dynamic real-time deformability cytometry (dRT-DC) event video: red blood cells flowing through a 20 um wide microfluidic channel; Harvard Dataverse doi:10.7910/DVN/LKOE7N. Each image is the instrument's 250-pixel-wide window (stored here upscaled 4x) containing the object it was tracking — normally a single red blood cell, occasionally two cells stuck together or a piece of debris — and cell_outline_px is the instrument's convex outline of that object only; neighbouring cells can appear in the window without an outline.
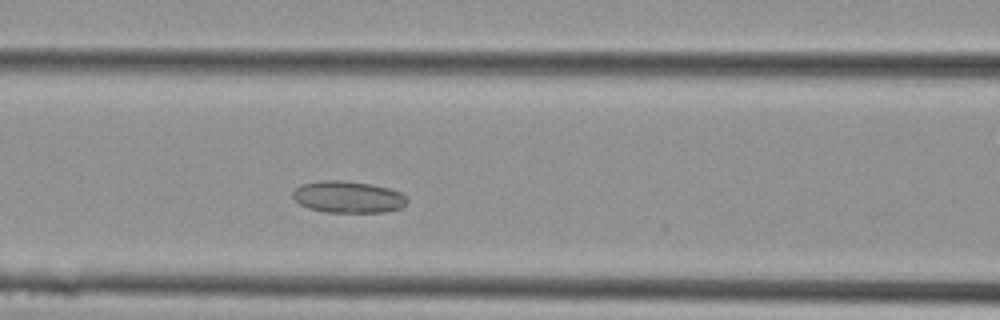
{"species": "Egyptian fruit bat (a non-hibernating species)", "species_latin": "Rousettus aegyptiacus", "temperature_condition": "cold", "stored_images_in_passage": 25, "camera_frame_rate_fps": 3000, "um_per_image_px": 0.085, "animal": {"sex": "female"}, "frame": {"image": 1, "passage_image": 8, "time_ms": 2.333, "image_size_px": [1000, 320], "cell_outline_px": [[408, 200], [404, 208], [384, 212], [324, 212], [308, 208], [300, 204], [292, 196], [292, 192], [300, 184], [324, 180], [344, 180], [372, 184], [404, 192], [408, 196]], "centroid_in_image_um": [29.64, 16.74], "position_along_channel_um": 137.0, "area_um2": 21.56}}
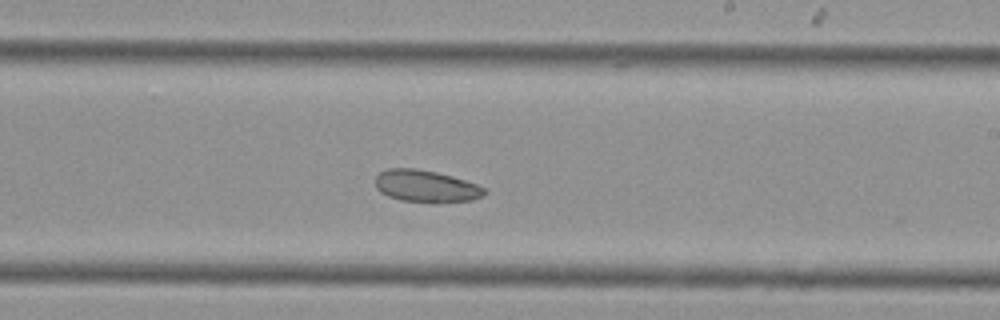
{"frame": {"image": 2, "passage_image": 13, "time_ms": 4.0, "image_size_px": [1000, 320], "cell_outline_px": [[488, 192], [484, 196], [472, 200], [400, 200], [388, 196], [380, 192], [376, 188], [376, 176], [380, 172], [388, 168], [416, 168], [436, 172], [452, 176], [488, 188]], "centroid_in_image_um": [36.21, 15.78], "position_along_channel_um": 252.8, "area_um2": 19.83}}
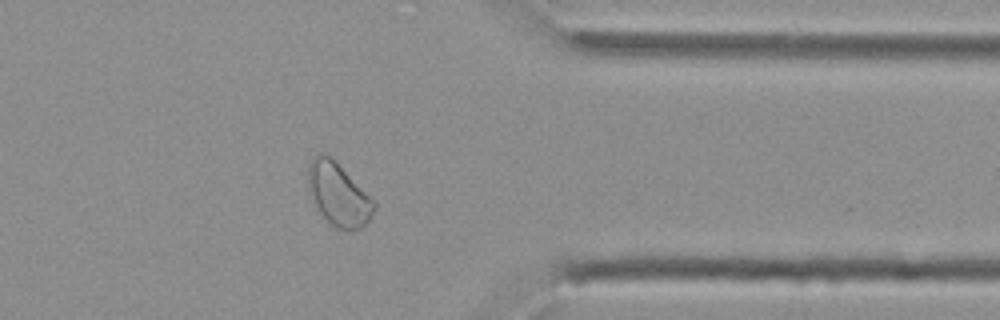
{"frame": {"image": 3, "passage_image": 19, "time_ms": 6.0, "image_size_px": [1000, 320], "cell_outline_px": [[376, 208], [368, 220], [360, 228], [348, 232], [336, 228], [316, 208], [312, 200], [308, 188], [308, 164], [312, 156], [320, 152], [324, 152], [376, 200]], "centroid_in_image_um": [28.76, 16.53], "position_along_channel_um": 382.6, "area_um2": 24.16}}